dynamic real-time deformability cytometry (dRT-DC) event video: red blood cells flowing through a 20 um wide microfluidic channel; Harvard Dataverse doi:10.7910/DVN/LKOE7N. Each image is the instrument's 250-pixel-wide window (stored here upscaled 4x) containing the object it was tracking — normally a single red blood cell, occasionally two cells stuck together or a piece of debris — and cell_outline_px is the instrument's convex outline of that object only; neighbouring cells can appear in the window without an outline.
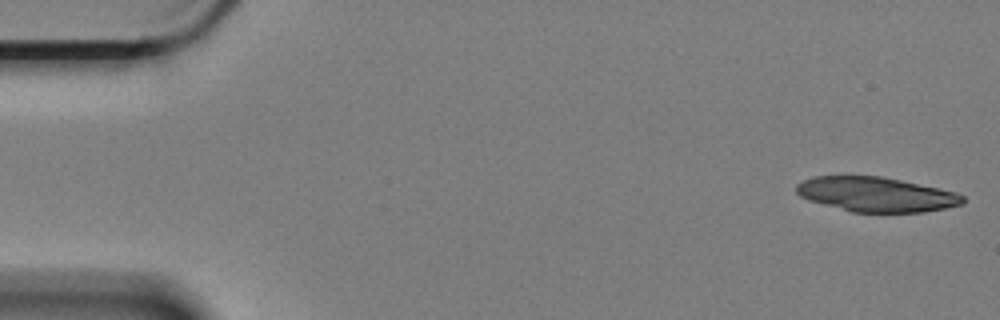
{"species": "Egyptian fruit bat (a non-hibernating species)", "species_latin": "Rousettus aegyptiacus", "temperature_condition": "cold", "stored_images_in_passage": 16, "camera_frame_rate_fps": 3000, "um_per_image_px": 0.085, "animal": {"sex": "female"}, "frame": {"image": 1, "passage_image": 1, "time_ms": 0.0, "image_size_px": [1000, 320], "cell_outline_px": [[964, 204], [924, 212], [852, 212], [808, 200], [800, 196], [796, 192], [796, 184], [812, 176], [880, 176], [900, 180], [956, 192], [964, 196]], "centroid_in_image_um": [74.46, 16.52], "position_along_channel_um": 10.5, "area_um2": 33.47}}